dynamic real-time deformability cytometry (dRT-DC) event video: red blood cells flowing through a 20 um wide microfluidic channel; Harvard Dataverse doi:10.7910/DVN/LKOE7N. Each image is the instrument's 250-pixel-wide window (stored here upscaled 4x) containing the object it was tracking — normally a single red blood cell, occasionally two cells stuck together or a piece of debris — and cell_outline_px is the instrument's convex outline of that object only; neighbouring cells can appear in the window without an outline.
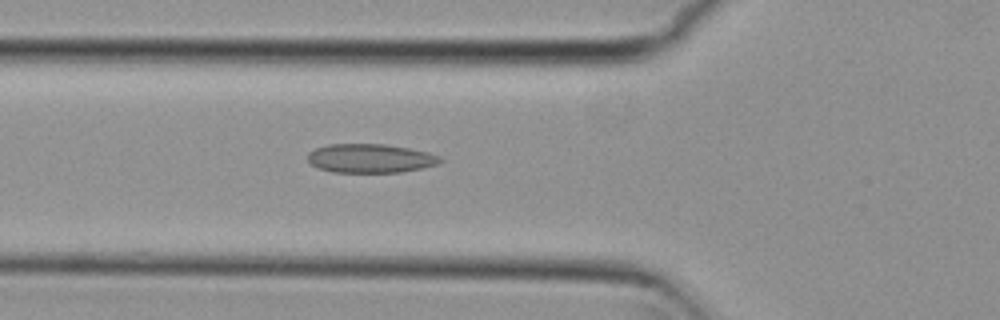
{"species": "common noctule bat (a hibernating species)", "species_latin": "Nyctalus noctula", "temperature_condition": "cold", "stored_images_in_passage": 5, "camera_frame_rate_fps": 3000, "um_per_image_px": 0.085, "animal": {"sex": "female", "body_mass_g": 29.2, "forearm_length_mm": 56.3}, "frame": {"image": 1, "passage_image": 5, "time_ms": 1.333, "image_size_px": [1000, 320], "cell_outline_px": [[444, 160], [436, 164], [420, 168], [400, 172], [332, 172], [320, 168], [312, 164], [308, 160], [308, 152], [316, 148], [328, 144], [384, 144], [408, 148], [428, 152], [440, 156]], "centroid_in_image_um": [31.47, 13.45], "position_along_channel_um": 94.3, "area_um2": 22.14}}